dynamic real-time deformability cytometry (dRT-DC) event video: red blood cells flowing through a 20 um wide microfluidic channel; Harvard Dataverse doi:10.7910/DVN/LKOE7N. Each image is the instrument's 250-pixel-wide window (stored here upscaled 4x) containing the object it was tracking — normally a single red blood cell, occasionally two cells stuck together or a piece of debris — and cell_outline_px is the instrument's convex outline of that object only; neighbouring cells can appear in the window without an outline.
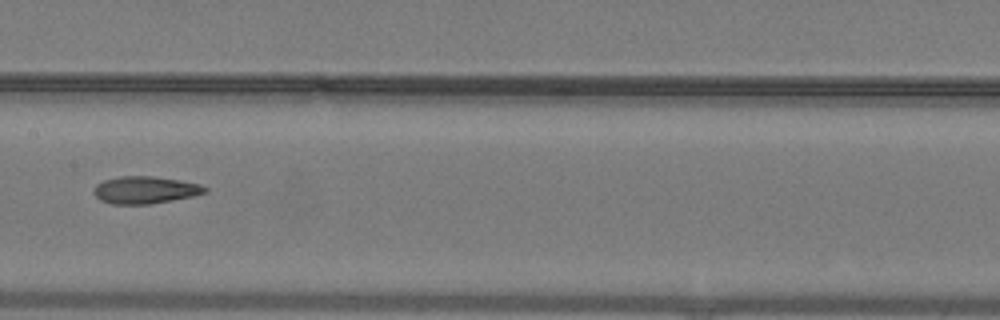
{"species": "common noctule bat (a hibernating species)", "species_latin": "Nyctalus noctula", "temperature_condition": "warm", "stored_images_in_passage": 35, "camera_frame_rate_fps": 3000, "um_per_image_px": 0.085, "animal": {"sex": "male", "body_mass_g": 19.2, "forearm_length_mm": 51.8}, "frame": {"image": 1, "passage_image": 11, "time_ms": 3.333, "image_size_px": [1000, 320], "cell_outline_px": [[208, 192], [192, 196], [172, 200], [148, 204], [112, 204], [100, 200], [92, 192], [96, 184], [104, 180], [120, 176], [152, 176], [180, 180], [200, 184], [208, 188]], "centroid_in_image_um": [12.33, 16.14], "position_along_channel_um": 195.1, "area_um2": 17.69}}
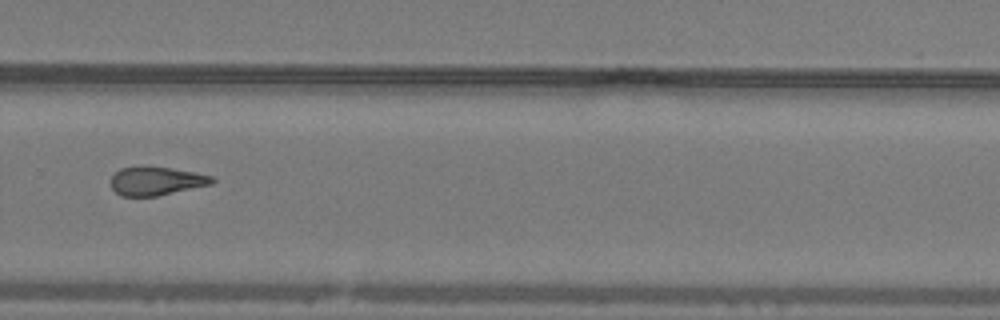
{"frame": {"image": 2, "passage_image": 20, "time_ms": 6.333, "image_size_px": [1000, 320], "cell_outline_px": [[216, 180], [212, 184], [156, 196], [120, 196], [112, 188], [108, 180], [120, 168], [168, 168], [196, 172], [212, 176]], "centroid_in_image_um": [13.27, 15.41], "position_along_channel_um": 316.5, "area_um2": 16.53}}